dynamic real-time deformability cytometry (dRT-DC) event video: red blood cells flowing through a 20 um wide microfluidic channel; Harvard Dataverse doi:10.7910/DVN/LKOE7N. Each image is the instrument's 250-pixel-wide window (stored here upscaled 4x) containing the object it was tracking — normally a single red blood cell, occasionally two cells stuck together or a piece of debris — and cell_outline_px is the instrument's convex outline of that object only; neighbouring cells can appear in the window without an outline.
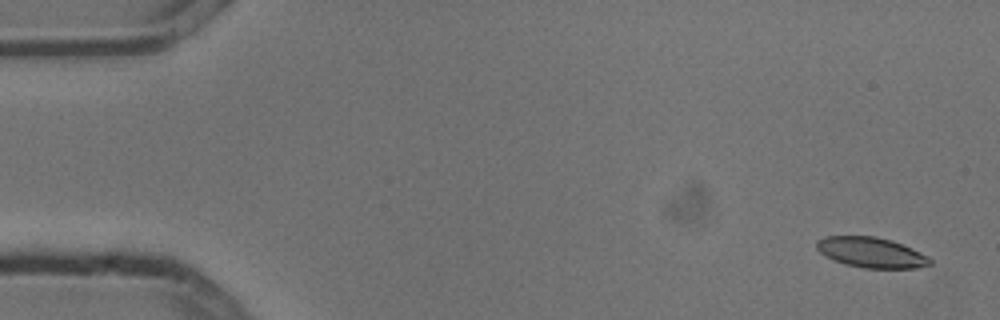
{"species": "common noctule bat (a hibernating species)", "species_latin": "Nyctalus noctula", "temperature_condition": "cold", "stored_images_in_passage": 5, "camera_frame_rate_fps": 3000, "um_per_image_px": 0.085, "animal": {"sex": "male", "body_mass_g": 13.3}, "frame": {"image": 1, "passage_image": 1, "time_ms": 0.0, "image_size_px": [1000, 320], "cell_outline_px": [[932, 264], [916, 268], [864, 268], [844, 264], [820, 252], [816, 248], [816, 240], [824, 236], [876, 236], [892, 240], [912, 248], [928, 256], [932, 260]], "centroid_in_image_um": [74.07, 21.45], "position_along_channel_um": 10.9, "area_um2": 20.06}}
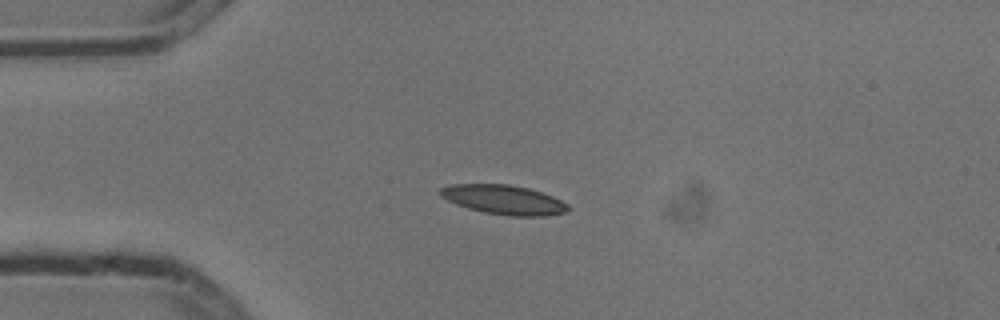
{"frame": {"image": 2, "passage_image": 4, "time_ms": 1.0, "image_size_px": [1000, 320], "cell_outline_px": [[572, 208], [568, 212], [548, 216], [508, 216], [484, 212], [468, 208], [456, 204], [440, 196], [436, 192], [440, 188], [452, 184], [508, 184], [528, 188], [552, 196], [568, 204]], "centroid_in_image_um": [42.83, 16.98], "position_along_channel_um": 42.2, "area_um2": 22.08}}